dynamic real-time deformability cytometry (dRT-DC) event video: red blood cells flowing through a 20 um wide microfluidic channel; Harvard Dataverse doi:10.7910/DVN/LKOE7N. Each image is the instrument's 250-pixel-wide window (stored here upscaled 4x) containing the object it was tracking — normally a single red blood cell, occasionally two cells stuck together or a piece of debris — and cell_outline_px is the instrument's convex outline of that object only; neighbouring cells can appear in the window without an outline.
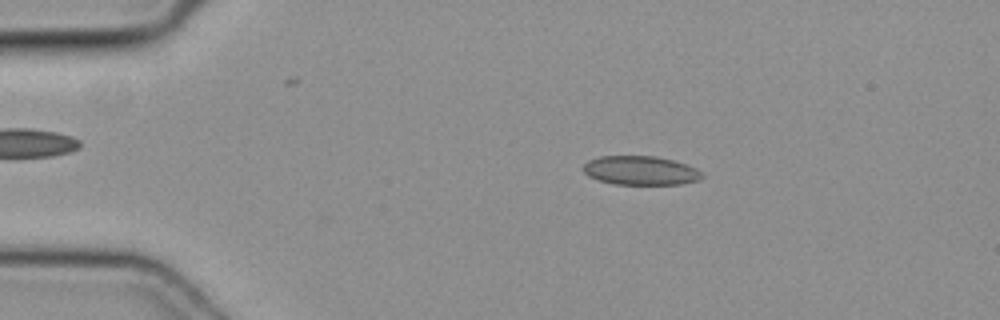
{"species": "common noctule bat (a hibernating species)", "species_latin": "Nyctalus noctula", "temperature_condition": "cold", "stored_images_in_passage": 46, "camera_frame_rate_fps": 3000, "um_per_image_px": 0.085, "animal": {"sex": "female", "body_mass_g": 19.3, "forearm_length_mm": 54.1}, "frame": {"image": 1, "passage_image": 6, "time_ms": 1.667, "image_size_px": [1000, 320], "cell_outline_px": [[704, 176], [700, 180], [680, 184], [616, 184], [600, 180], [588, 176], [584, 172], [584, 164], [588, 160], [600, 156], [656, 156], [672, 160], [696, 168]], "centroid_in_image_um": [54.45, 14.49], "position_along_channel_um": 30.6, "area_um2": 19.88}}
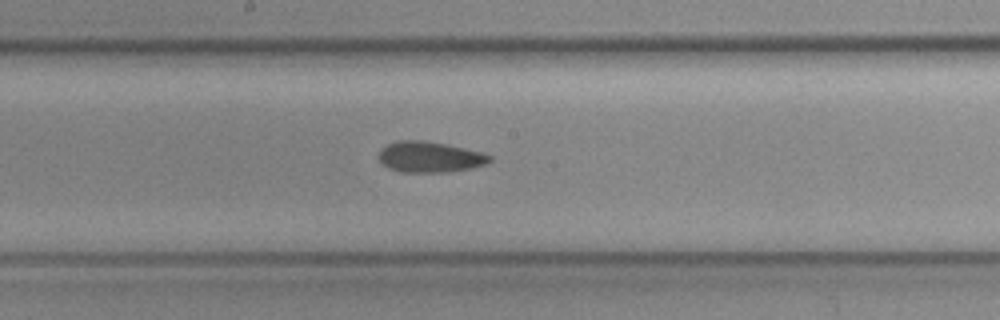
{"frame": {"image": 2, "passage_image": 23, "time_ms": 7.333, "image_size_px": [1000, 320], "cell_outline_px": [[492, 160], [488, 164], [472, 168], [448, 172], [400, 172], [388, 168], [380, 160], [380, 152], [388, 144], [400, 140], [420, 140], [444, 144], [480, 152], [492, 156]], "centroid_in_image_um": [36.57, 13.36], "position_along_channel_um": 211.6, "area_um2": 19.65}}
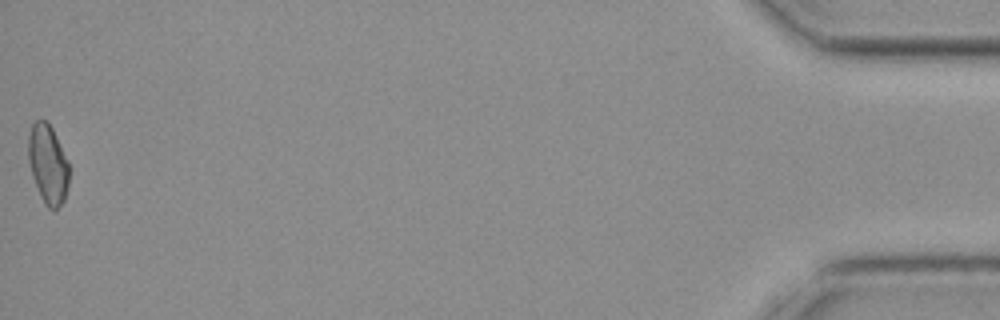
{"frame": {"image": 3, "passage_image": 46, "time_ms": 15.0, "image_size_px": [1000, 320], "cell_outline_px": [[68, 188], [64, 200], [52, 212], [44, 204], [40, 196], [32, 176], [28, 160], [28, 136], [32, 124], [36, 120], [44, 120], [52, 128], [68, 160]], "centroid_in_image_um": [4.06, 13.98], "position_along_channel_um": 431.1, "area_um2": 18.84}}